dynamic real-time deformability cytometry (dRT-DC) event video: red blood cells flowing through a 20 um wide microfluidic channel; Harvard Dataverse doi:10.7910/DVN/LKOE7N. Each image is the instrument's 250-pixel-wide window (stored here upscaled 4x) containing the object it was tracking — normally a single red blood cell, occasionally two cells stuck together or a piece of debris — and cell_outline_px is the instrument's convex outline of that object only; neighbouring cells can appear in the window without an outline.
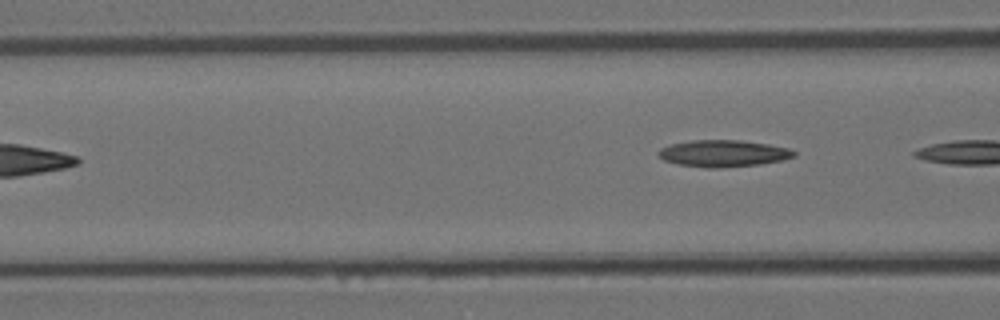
{"species": "Egyptian fruit bat (a non-hibernating species)", "species_latin": "Rousettus aegyptiacus", "temperature_condition": "room temperature", "stored_images_in_passage": 5, "camera_frame_rate_fps": 3000, "um_per_image_px": 0.085, "animal": {"sex": "female"}, "frame": {"image": 1, "passage_image": 5, "time_ms": 4.667, "image_size_px": [1000, 320], "cell_outline_px": [[796, 156], [784, 160], [760, 164], [716, 168], [704, 168], [676, 164], [664, 160], [656, 152], [660, 148], [668, 144], [692, 140], [740, 140], [768, 144], [788, 148], [796, 152]], "centroid_in_image_um": [61.45, 13.04], "position_along_channel_um": 105.1, "area_um2": 21.33}}